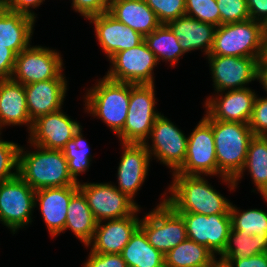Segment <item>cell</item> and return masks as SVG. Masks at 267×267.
Here are the masks:
<instances>
[{
	"instance_id": "obj_1",
	"label": "cell",
	"mask_w": 267,
	"mask_h": 267,
	"mask_svg": "<svg viewBox=\"0 0 267 267\" xmlns=\"http://www.w3.org/2000/svg\"><path fill=\"white\" fill-rule=\"evenodd\" d=\"M205 177L208 175L172 174L168 190L161 195L177 213L230 214L232 202Z\"/></svg>"
},
{
	"instance_id": "obj_2",
	"label": "cell",
	"mask_w": 267,
	"mask_h": 267,
	"mask_svg": "<svg viewBox=\"0 0 267 267\" xmlns=\"http://www.w3.org/2000/svg\"><path fill=\"white\" fill-rule=\"evenodd\" d=\"M24 147L19 149L18 175L35 191L78 185L68 171V161L61 150L45 149L30 143L29 147L34 151Z\"/></svg>"
},
{
	"instance_id": "obj_3",
	"label": "cell",
	"mask_w": 267,
	"mask_h": 267,
	"mask_svg": "<svg viewBox=\"0 0 267 267\" xmlns=\"http://www.w3.org/2000/svg\"><path fill=\"white\" fill-rule=\"evenodd\" d=\"M131 95V84L116 82L103 76L86 89L84 112L101 119L117 135L124 127Z\"/></svg>"
},
{
	"instance_id": "obj_4",
	"label": "cell",
	"mask_w": 267,
	"mask_h": 267,
	"mask_svg": "<svg viewBox=\"0 0 267 267\" xmlns=\"http://www.w3.org/2000/svg\"><path fill=\"white\" fill-rule=\"evenodd\" d=\"M218 170L234 179L243 169L250 140L254 137L249 124L212 120Z\"/></svg>"
},
{
	"instance_id": "obj_5",
	"label": "cell",
	"mask_w": 267,
	"mask_h": 267,
	"mask_svg": "<svg viewBox=\"0 0 267 267\" xmlns=\"http://www.w3.org/2000/svg\"><path fill=\"white\" fill-rule=\"evenodd\" d=\"M172 174L218 176L230 192L236 191L232 178L225 177L218 170L212 120L204 115L188 135L187 153L183 165Z\"/></svg>"
},
{
	"instance_id": "obj_6",
	"label": "cell",
	"mask_w": 267,
	"mask_h": 267,
	"mask_svg": "<svg viewBox=\"0 0 267 267\" xmlns=\"http://www.w3.org/2000/svg\"><path fill=\"white\" fill-rule=\"evenodd\" d=\"M267 28L248 19L216 28L209 55L261 58Z\"/></svg>"
},
{
	"instance_id": "obj_7",
	"label": "cell",
	"mask_w": 267,
	"mask_h": 267,
	"mask_svg": "<svg viewBox=\"0 0 267 267\" xmlns=\"http://www.w3.org/2000/svg\"><path fill=\"white\" fill-rule=\"evenodd\" d=\"M155 89V84H131L126 122L117 134L121 143L144 144L148 140L153 124L161 114L156 109Z\"/></svg>"
},
{
	"instance_id": "obj_8",
	"label": "cell",
	"mask_w": 267,
	"mask_h": 267,
	"mask_svg": "<svg viewBox=\"0 0 267 267\" xmlns=\"http://www.w3.org/2000/svg\"><path fill=\"white\" fill-rule=\"evenodd\" d=\"M149 213L141 218L139 227L147 236L148 242L163 255L187 238L186 225L164 198Z\"/></svg>"
},
{
	"instance_id": "obj_9",
	"label": "cell",
	"mask_w": 267,
	"mask_h": 267,
	"mask_svg": "<svg viewBox=\"0 0 267 267\" xmlns=\"http://www.w3.org/2000/svg\"><path fill=\"white\" fill-rule=\"evenodd\" d=\"M35 192L19 175L0 183V222L13 235L32 225Z\"/></svg>"
},
{
	"instance_id": "obj_10",
	"label": "cell",
	"mask_w": 267,
	"mask_h": 267,
	"mask_svg": "<svg viewBox=\"0 0 267 267\" xmlns=\"http://www.w3.org/2000/svg\"><path fill=\"white\" fill-rule=\"evenodd\" d=\"M188 135L166 116L160 114L153 124L148 140L144 143L151 156L160 164L176 172L184 163L187 153ZM149 139L151 140L150 144ZM154 157V158H153ZM153 158V159H152Z\"/></svg>"
},
{
	"instance_id": "obj_11",
	"label": "cell",
	"mask_w": 267,
	"mask_h": 267,
	"mask_svg": "<svg viewBox=\"0 0 267 267\" xmlns=\"http://www.w3.org/2000/svg\"><path fill=\"white\" fill-rule=\"evenodd\" d=\"M62 55L56 49L32 44L16 55L11 79L23 84L57 78L64 70Z\"/></svg>"
},
{
	"instance_id": "obj_12",
	"label": "cell",
	"mask_w": 267,
	"mask_h": 267,
	"mask_svg": "<svg viewBox=\"0 0 267 267\" xmlns=\"http://www.w3.org/2000/svg\"><path fill=\"white\" fill-rule=\"evenodd\" d=\"M106 78L134 85L155 84L154 69L158 62L145 41L134 48L115 53L110 59Z\"/></svg>"
},
{
	"instance_id": "obj_13",
	"label": "cell",
	"mask_w": 267,
	"mask_h": 267,
	"mask_svg": "<svg viewBox=\"0 0 267 267\" xmlns=\"http://www.w3.org/2000/svg\"><path fill=\"white\" fill-rule=\"evenodd\" d=\"M78 187L86 197L97 222L127 217L140 207L118 190L111 181L107 183L80 181Z\"/></svg>"
},
{
	"instance_id": "obj_14",
	"label": "cell",
	"mask_w": 267,
	"mask_h": 267,
	"mask_svg": "<svg viewBox=\"0 0 267 267\" xmlns=\"http://www.w3.org/2000/svg\"><path fill=\"white\" fill-rule=\"evenodd\" d=\"M214 92L248 88L257 81L258 64L261 58L208 55Z\"/></svg>"
},
{
	"instance_id": "obj_15",
	"label": "cell",
	"mask_w": 267,
	"mask_h": 267,
	"mask_svg": "<svg viewBox=\"0 0 267 267\" xmlns=\"http://www.w3.org/2000/svg\"><path fill=\"white\" fill-rule=\"evenodd\" d=\"M179 214L185 222L188 239L206 246L215 256L223 253L232 228L230 214Z\"/></svg>"
},
{
	"instance_id": "obj_16",
	"label": "cell",
	"mask_w": 267,
	"mask_h": 267,
	"mask_svg": "<svg viewBox=\"0 0 267 267\" xmlns=\"http://www.w3.org/2000/svg\"><path fill=\"white\" fill-rule=\"evenodd\" d=\"M256 95L257 92L250 87L213 92L205 99V115L211 120L249 124Z\"/></svg>"
},
{
	"instance_id": "obj_17",
	"label": "cell",
	"mask_w": 267,
	"mask_h": 267,
	"mask_svg": "<svg viewBox=\"0 0 267 267\" xmlns=\"http://www.w3.org/2000/svg\"><path fill=\"white\" fill-rule=\"evenodd\" d=\"M70 117L60 109L37 118L33 121L27 143L62 151L81 127L79 121Z\"/></svg>"
},
{
	"instance_id": "obj_18",
	"label": "cell",
	"mask_w": 267,
	"mask_h": 267,
	"mask_svg": "<svg viewBox=\"0 0 267 267\" xmlns=\"http://www.w3.org/2000/svg\"><path fill=\"white\" fill-rule=\"evenodd\" d=\"M121 159L115 187L135 203V197L148 176L151 156L144 144L121 143Z\"/></svg>"
},
{
	"instance_id": "obj_19",
	"label": "cell",
	"mask_w": 267,
	"mask_h": 267,
	"mask_svg": "<svg viewBox=\"0 0 267 267\" xmlns=\"http://www.w3.org/2000/svg\"><path fill=\"white\" fill-rule=\"evenodd\" d=\"M97 44L109 60L115 53L134 48L144 41V36L118 21L109 12L92 16Z\"/></svg>"
},
{
	"instance_id": "obj_20",
	"label": "cell",
	"mask_w": 267,
	"mask_h": 267,
	"mask_svg": "<svg viewBox=\"0 0 267 267\" xmlns=\"http://www.w3.org/2000/svg\"><path fill=\"white\" fill-rule=\"evenodd\" d=\"M140 212L141 207L127 217L98 222L93 239L86 247L95 253L120 254L139 227Z\"/></svg>"
},
{
	"instance_id": "obj_21",
	"label": "cell",
	"mask_w": 267,
	"mask_h": 267,
	"mask_svg": "<svg viewBox=\"0 0 267 267\" xmlns=\"http://www.w3.org/2000/svg\"><path fill=\"white\" fill-rule=\"evenodd\" d=\"M67 87L68 81L63 72L55 79L25 85L27 109L31 121L62 109Z\"/></svg>"
},
{
	"instance_id": "obj_22",
	"label": "cell",
	"mask_w": 267,
	"mask_h": 267,
	"mask_svg": "<svg viewBox=\"0 0 267 267\" xmlns=\"http://www.w3.org/2000/svg\"><path fill=\"white\" fill-rule=\"evenodd\" d=\"M78 190V185H71L44 188L35 192V208L39 206L38 209L51 237L63 234L71 197Z\"/></svg>"
},
{
	"instance_id": "obj_23",
	"label": "cell",
	"mask_w": 267,
	"mask_h": 267,
	"mask_svg": "<svg viewBox=\"0 0 267 267\" xmlns=\"http://www.w3.org/2000/svg\"><path fill=\"white\" fill-rule=\"evenodd\" d=\"M32 124L24 85L12 79L0 80V133L5 126L22 125H26L29 133Z\"/></svg>"
},
{
	"instance_id": "obj_24",
	"label": "cell",
	"mask_w": 267,
	"mask_h": 267,
	"mask_svg": "<svg viewBox=\"0 0 267 267\" xmlns=\"http://www.w3.org/2000/svg\"><path fill=\"white\" fill-rule=\"evenodd\" d=\"M179 40L184 53L199 50L207 57L212 49L216 26L201 22L187 15L167 23Z\"/></svg>"
},
{
	"instance_id": "obj_25",
	"label": "cell",
	"mask_w": 267,
	"mask_h": 267,
	"mask_svg": "<svg viewBox=\"0 0 267 267\" xmlns=\"http://www.w3.org/2000/svg\"><path fill=\"white\" fill-rule=\"evenodd\" d=\"M34 18L0 6V46H6L16 55L32 43Z\"/></svg>"
},
{
	"instance_id": "obj_26",
	"label": "cell",
	"mask_w": 267,
	"mask_h": 267,
	"mask_svg": "<svg viewBox=\"0 0 267 267\" xmlns=\"http://www.w3.org/2000/svg\"><path fill=\"white\" fill-rule=\"evenodd\" d=\"M108 12L144 37L161 25L145 0H110Z\"/></svg>"
},
{
	"instance_id": "obj_27",
	"label": "cell",
	"mask_w": 267,
	"mask_h": 267,
	"mask_svg": "<svg viewBox=\"0 0 267 267\" xmlns=\"http://www.w3.org/2000/svg\"><path fill=\"white\" fill-rule=\"evenodd\" d=\"M245 171L251 176L252 184L256 188L252 191L260 193L267 202V137L254 136L248 145L246 161L241 172L233 179L236 187L243 179Z\"/></svg>"
},
{
	"instance_id": "obj_28",
	"label": "cell",
	"mask_w": 267,
	"mask_h": 267,
	"mask_svg": "<svg viewBox=\"0 0 267 267\" xmlns=\"http://www.w3.org/2000/svg\"><path fill=\"white\" fill-rule=\"evenodd\" d=\"M97 223L86 197L78 190L71 197L63 233L70 229L75 237L86 246L93 239Z\"/></svg>"
},
{
	"instance_id": "obj_29",
	"label": "cell",
	"mask_w": 267,
	"mask_h": 267,
	"mask_svg": "<svg viewBox=\"0 0 267 267\" xmlns=\"http://www.w3.org/2000/svg\"><path fill=\"white\" fill-rule=\"evenodd\" d=\"M127 267H165L164 255L155 249L138 227L120 253Z\"/></svg>"
},
{
	"instance_id": "obj_30",
	"label": "cell",
	"mask_w": 267,
	"mask_h": 267,
	"mask_svg": "<svg viewBox=\"0 0 267 267\" xmlns=\"http://www.w3.org/2000/svg\"><path fill=\"white\" fill-rule=\"evenodd\" d=\"M144 41L154 53L158 64L162 60L173 68L185 54L179 45V40L167 24H161L153 32L146 35Z\"/></svg>"
},
{
	"instance_id": "obj_31",
	"label": "cell",
	"mask_w": 267,
	"mask_h": 267,
	"mask_svg": "<svg viewBox=\"0 0 267 267\" xmlns=\"http://www.w3.org/2000/svg\"><path fill=\"white\" fill-rule=\"evenodd\" d=\"M214 257L206 246L188 238L164 255L165 267H206Z\"/></svg>"
},
{
	"instance_id": "obj_32",
	"label": "cell",
	"mask_w": 267,
	"mask_h": 267,
	"mask_svg": "<svg viewBox=\"0 0 267 267\" xmlns=\"http://www.w3.org/2000/svg\"><path fill=\"white\" fill-rule=\"evenodd\" d=\"M267 252V235H246L244 231L231 229L225 250L220 255L223 259H245Z\"/></svg>"
},
{
	"instance_id": "obj_33",
	"label": "cell",
	"mask_w": 267,
	"mask_h": 267,
	"mask_svg": "<svg viewBox=\"0 0 267 267\" xmlns=\"http://www.w3.org/2000/svg\"><path fill=\"white\" fill-rule=\"evenodd\" d=\"M82 129L81 126L75 133L73 139L62 149V152L68 161V171L77 183L80 182L78 176L89 171L88 169L94 158L90 152V145L83 136Z\"/></svg>"
},
{
	"instance_id": "obj_34",
	"label": "cell",
	"mask_w": 267,
	"mask_h": 267,
	"mask_svg": "<svg viewBox=\"0 0 267 267\" xmlns=\"http://www.w3.org/2000/svg\"><path fill=\"white\" fill-rule=\"evenodd\" d=\"M233 230L244 231L246 235H267V212L263 209L241 210L235 204L230 207Z\"/></svg>"
},
{
	"instance_id": "obj_35",
	"label": "cell",
	"mask_w": 267,
	"mask_h": 267,
	"mask_svg": "<svg viewBox=\"0 0 267 267\" xmlns=\"http://www.w3.org/2000/svg\"><path fill=\"white\" fill-rule=\"evenodd\" d=\"M185 15L216 27L221 25L216 0H185Z\"/></svg>"
},
{
	"instance_id": "obj_36",
	"label": "cell",
	"mask_w": 267,
	"mask_h": 267,
	"mask_svg": "<svg viewBox=\"0 0 267 267\" xmlns=\"http://www.w3.org/2000/svg\"><path fill=\"white\" fill-rule=\"evenodd\" d=\"M0 133V183L18 176L19 149L18 143L4 141Z\"/></svg>"
},
{
	"instance_id": "obj_37",
	"label": "cell",
	"mask_w": 267,
	"mask_h": 267,
	"mask_svg": "<svg viewBox=\"0 0 267 267\" xmlns=\"http://www.w3.org/2000/svg\"><path fill=\"white\" fill-rule=\"evenodd\" d=\"M161 24L185 15V0H145Z\"/></svg>"
},
{
	"instance_id": "obj_38",
	"label": "cell",
	"mask_w": 267,
	"mask_h": 267,
	"mask_svg": "<svg viewBox=\"0 0 267 267\" xmlns=\"http://www.w3.org/2000/svg\"><path fill=\"white\" fill-rule=\"evenodd\" d=\"M221 16V25L250 19L246 0H216Z\"/></svg>"
},
{
	"instance_id": "obj_39",
	"label": "cell",
	"mask_w": 267,
	"mask_h": 267,
	"mask_svg": "<svg viewBox=\"0 0 267 267\" xmlns=\"http://www.w3.org/2000/svg\"><path fill=\"white\" fill-rule=\"evenodd\" d=\"M254 136H267V97H255L253 112L249 121Z\"/></svg>"
},
{
	"instance_id": "obj_40",
	"label": "cell",
	"mask_w": 267,
	"mask_h": 267,
	"mask_svg": "<svg viewBox=\"0 0 267 267\" xmlns=\"http://www.w3.org/2000/svg\"><path fill=\"white\" fill-rule=\"evenodd\" d=\"M72 9L84 19L109 11L110 0H72Z\"/></svg>"
},
{
	"instance_id": "obj_41",
	"label": "cell",
	"mask_w": 267,
	"mask_h": 267,
	"mask_svg": "<svg viewBox=\"0 0 267 267\" xmlns=\"http://www.w3.org/2000/svg\"><path fill=\"white\" fill-rule=\"evenodd\" d=\"M82 267H127L121 254H102L90 251Z\"/></svg>"
},
{
	"instance_id": "obj_42",
	"label": "cell",
	"mask_w": 267,
	"mask_h": 267,
	"mask_svg": "<svg viewBox=\"0 0 267 267\" xmlns=\"http://www.w3.org/2000/svg\"><path fill=\"white\" fill-rule=\"evenodd\" d=\"M44 2L45 0H9L3 7L13 12L28 15L36 20L37 14L32 9L40 7Z\"/></svg>"
},
{
	"instance_id": "obj_43",
	"label": "cell",
	"mask_w": 267,
	"mask_h": 267,
	"mask_svg": "<svg viewBox=\"0 0 267 267\" xmlns=\"http://www.w3.org/2000/svg\"><path fill=\"white\" fill-rule=\"evenodd\" d=\"M16 54L6 46H0V80L11 79Z\"/></svg>"
},
{
	"instance_id": "obj_44",
	"label": "cell",
	"mask_w": 267,
	"mask_h": 267,
	"mask_svg": "<svg viewBox=\"0 0 267 267\" xmlns=\"http://www.w3.org/2000/svg\"><path fill=\"white\" fill-rule=\"evenodd\" d=\"M250 19L267 28V0H246Z\"/></svg>"
},
{
	"instance_id": "obj_45",
	"label": "cell",
	"mask_w": 267,
	"mask_h": 267,
	"mask_svg": "<svg viewBox=\"0 0 267 267\" xmlns=\"http://www.w3.org/2000/svg\"><path fill=\"white\" fill-rule=\"evenodd\" d=\"M233 267H267V252L245 259H227Z\"/></svg>"
},
{
	"instance_id": "obj_46",
	"label": "cell",
	"mask_w": 267,
	"mask_h": 267,
	"mask_svg": "<svg viewBox=\"0 0 267 267\" xmlns=\"http://www.w3.org/2000/svg\"><path fill=\"white\" fill-rule=\"evenodd\" d=\"M257 81L260 85H262V89H264L267 94V64H265L261 59L258 64Z\"/></svg>"
},
{
	"instance_id": "obj_47",
	"label": "cell",
	"mask_w": 267,
	"mask_h": 267,
	"mask_svg": "<svg viewBox=\"0 0 267 267\" xmlns=\"http://www.w3.org/2000/svg\"><path fill=\"white\" fill-rule=\"evenodd\" d=\"M206 267H233L231 265V263L226 260L221 258L220 256L217 258V256H215Z\"/></svg>"
},
{
	"instance_id": "obj_48",
	"label": "cell",
	"mask_w": 267,
	"mask_h": 267,
	"mask_svg": "<svg viewBox=\"0 0 267 267\" xmlns=\"http://www.w3.org/2000/svg\"><path fill=\"white\" fill-rule=\"evenodd\" d=\"M261 60L265 64H267V30H266L264 41H263V52H262Z\"/></svg>"
},
{
	"instance_id": "obj_49",
	"label": "cell",
	"mask_w": 267,
	"mask_h": 267,
	"mask_svg": "<svg viewBox=\"0 0 267 267\" xmlns=\"http://www.w3.org/2000/svg\"><path fill=\"white\" fill-rule=\"evenodd\" d=\"M9 0H0V6H4Z\"/></svg>"
}]
</instances>
